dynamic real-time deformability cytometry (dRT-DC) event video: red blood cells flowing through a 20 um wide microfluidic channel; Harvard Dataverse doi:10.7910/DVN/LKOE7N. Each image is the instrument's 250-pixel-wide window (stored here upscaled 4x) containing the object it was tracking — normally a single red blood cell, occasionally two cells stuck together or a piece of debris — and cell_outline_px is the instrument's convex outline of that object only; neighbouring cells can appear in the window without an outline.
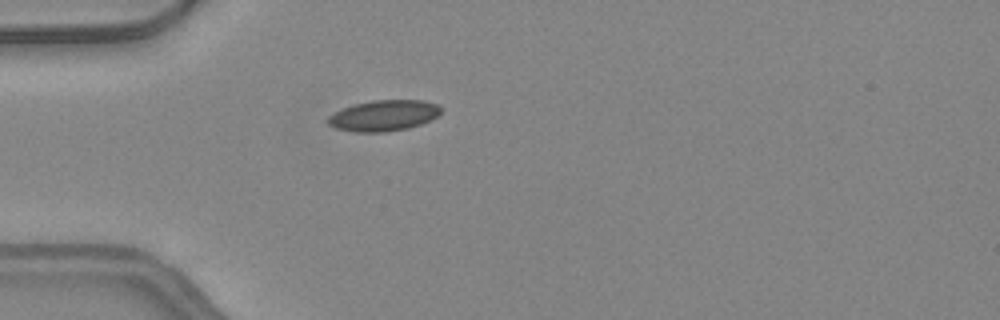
{"species": "common noctule bat (a hibernating species)", "species_latin": "Nyctalus noctula", "temperature_condition": "warm", "stored_images_in_passage": 5, "camera_frame_rate_fps": 3000, "um_per_image_px": 0.085, "animal": {"sex": "female", "body_mass_g": 24.6, "forearm_length_mm": 56.2}, "frame": {"image": 1, "passage_image": 1, "time_ms": 0.0, "image_size_px": [1000, 320], "cell_outline_px": [[440, 112], [432, 120], [408, 128], [388, 132], [352, 132], [336, 128], [328, 124], [328, 116], [344, 108], [356, 104], [372, 100], [420, 100], [436, 104], [440, 108]], "centroid_in_image_um": [32.61, 9.83], "position_along_channel_um": 52.4, "area_um2": 20.17}}